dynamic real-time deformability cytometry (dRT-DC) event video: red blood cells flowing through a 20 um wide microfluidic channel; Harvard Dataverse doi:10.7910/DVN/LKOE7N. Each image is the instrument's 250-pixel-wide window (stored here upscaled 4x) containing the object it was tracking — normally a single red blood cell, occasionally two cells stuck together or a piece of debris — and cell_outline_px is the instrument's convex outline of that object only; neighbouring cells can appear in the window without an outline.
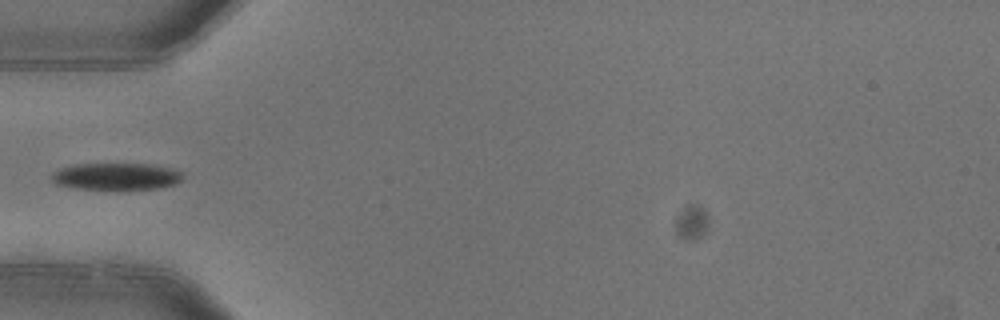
{"species": "common noctule bat (a hibernating species)", "species_latin": "Nyctalus noctula", "temperature_condition": "warm", "stored_images_in_passage": 1, "camera_frame_rate_fps": 3000, "um_per_image_px": 0.085, "animal": {"sex": "female"}, "frame": {"image": 1, "passage_image": 1, "time_ms": 0.0, "image_size_px": [1000, 320], "cell_outline_px": [[184, 176], [180, 180], [172, 184], [160, 188], [124, 192], [76, 188], [56, 184], [52, 180], [52, 172], [60, 168], [72, 164], [152, 164], [176, 168]], "centroid_in_image_um": [9.9, 15.03], "position_along_channel_um": 75.1, "area_um2": 21.5}}